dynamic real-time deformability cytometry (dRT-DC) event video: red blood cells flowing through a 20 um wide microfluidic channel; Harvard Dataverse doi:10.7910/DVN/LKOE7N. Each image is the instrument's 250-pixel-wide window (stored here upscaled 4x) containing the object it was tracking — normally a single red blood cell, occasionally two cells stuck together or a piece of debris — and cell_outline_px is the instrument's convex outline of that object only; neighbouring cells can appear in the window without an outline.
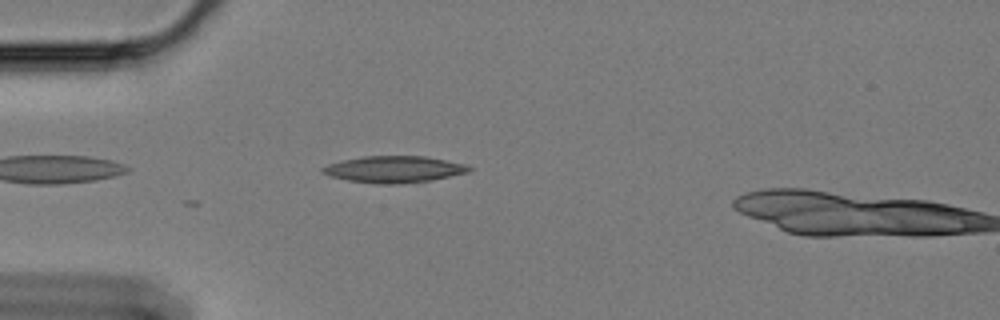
{"species": "Egyptian fruit bat (a non-hibernating species)", "species_latin": "Rousettus aegyptiacus", "temperature_condition": "cold", "stored_images_in_passage": 4, "camera_frame_rate_fps": 3000, "um_per_image_px": 0.085, "animal": {"sex": "female"}, "frame": {"image": 1, "passage_image": 2, "time_ms": 0.333, "image_size_px": [1000, 320], "cell_outline_px": [[472, 168], [468, 172], [432, 180], [396, 184], [376, 184], [348, 180], [328, 176], [320, 172], [320, 168], [328, 164], [344, 160], [364, 156], [424, 156], [464, 164]], "centroid_in_image_um": [33.43, 14.4], "position_along_channel_um": 51.6, "area_um2": 22.6}}